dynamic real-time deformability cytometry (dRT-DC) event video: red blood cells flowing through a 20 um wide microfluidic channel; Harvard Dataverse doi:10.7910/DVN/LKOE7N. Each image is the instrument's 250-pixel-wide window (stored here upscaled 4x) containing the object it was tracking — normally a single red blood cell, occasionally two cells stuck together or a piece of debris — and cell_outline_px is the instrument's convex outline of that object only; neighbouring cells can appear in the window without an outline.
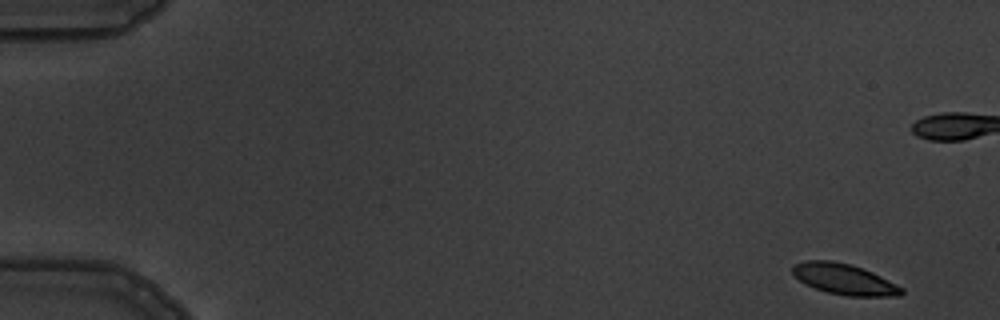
{"species": "common noctule bat (a hibernating species)", "species_latin": "Nyctalus noctula", "temperature_condition": "warm", "stored_images_in_passage": 6, "camera_frame_rate_fps": 3000, "um_per_image_px": 0.085, "animal": {"sex": "male", "body_mass_g": 19.5, "forearm_length_mm": 54.6}, "frame": {"image": 1, "passage_image": 1, "time_ms": 0.0, "image_size_px": [1000, 320], "cell_outline_px": [[904, 292], [900, 296], [848, 296], [828, 292], [816, 288], [800, 280], [792, 272], [792, 268], [796, 264], [804, 260], [832, 260], [848, 264], [872, 272], [904, 288]], "centroid_in_image_um": [71.79, 23.73], "position_along_channel_um": 13.2, "area_um2": 19.19}}
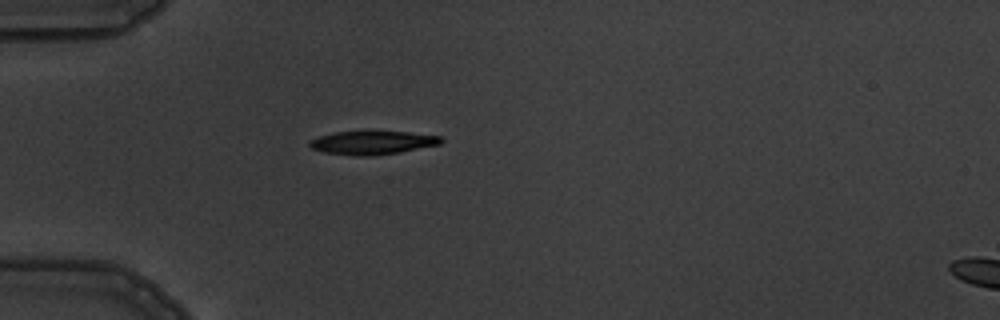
{"frame": {"image": 2, "passage_image": 6, "time_ms": 6.0, "image_size_px": [1000, 320], "cell_outline_px": [[444, 140], [440, 144], [400, 152], [372, 156], [356, 156], [324, 152], [312, 148], [308, 144], [308, 140], [320, 136], [336, 132], [408, 132], [440, 136]], "centroid_in_image_um": [31.65, 12.13], "position_along_channel_um": 53.4, "area_um2": 17.8}}